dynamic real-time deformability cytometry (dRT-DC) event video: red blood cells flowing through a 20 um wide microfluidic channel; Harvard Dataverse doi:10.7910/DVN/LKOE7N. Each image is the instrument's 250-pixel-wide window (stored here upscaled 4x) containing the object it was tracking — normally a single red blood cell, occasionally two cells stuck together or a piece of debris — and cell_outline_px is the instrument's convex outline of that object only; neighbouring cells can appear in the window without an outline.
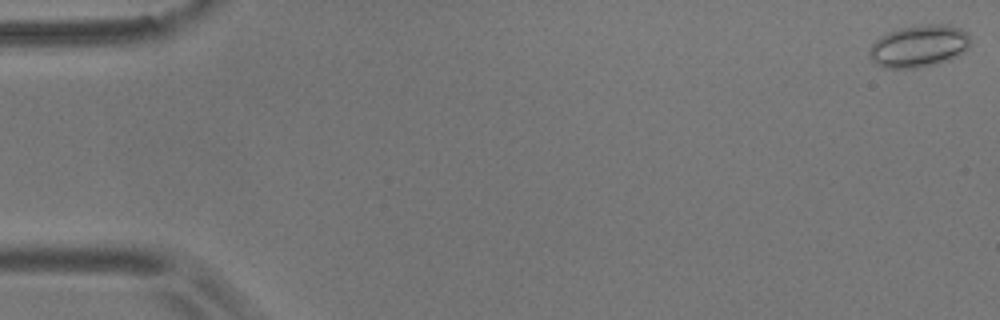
{"species": "common noctule bat (a hibernating species)", "species_latin": "Nyctalus noctula", "temperature_condition": "room temperature", "stored_images_in_passage": 56, "camera_frame_rate_fps": 3000, "um_per_image_px": 0.085, "animal": {"sex": "male", "body_mass_g": 17.9}, "frame": {"image": 1, "passage_image": 1, "time_ms": 0.0, "image_size_px": [1000, 320], "cell_outline_px": [[972, 44], [960, 56], [936, 64], [920, 68], [884, 68], [876, 64], [868, 56], [868, 48], [880, 36], [888, 32], [900, 28], [924, 24], [948, 24], [960, 28], [968, 32], [972, 40]], "centroid_in_image_um": [78.14, 3.92], "position_along_channel_um": 6.9, "area_um2": 25.43}}
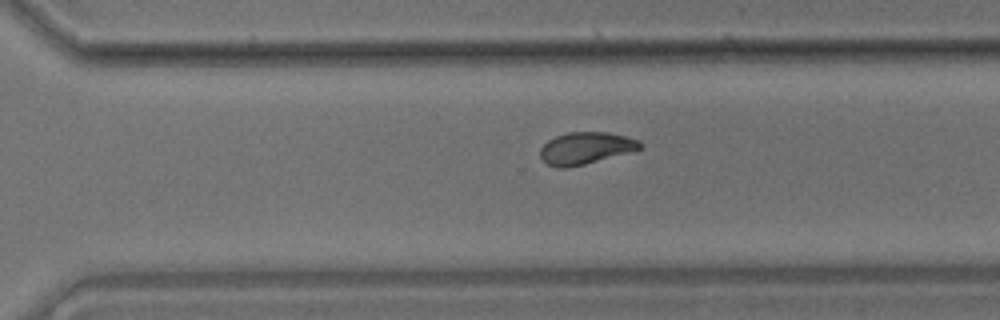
{"frame": {"image": 2, "passage_image": 39, "time_ms": 12.667, "image_size_px": [1000, 320], "cell_outline_px": [[640, 148], [636, 152], [568, 168], [556, 168], [548, 164], [540, 156], [540, 148], [548, 140], [556, 136], [568, 132], [608, 132], [640, 140]], "centroid_in_image_um": [49.81, 12.6], "position_along_channel_um": 320.8, "area_um2": 18.84}}
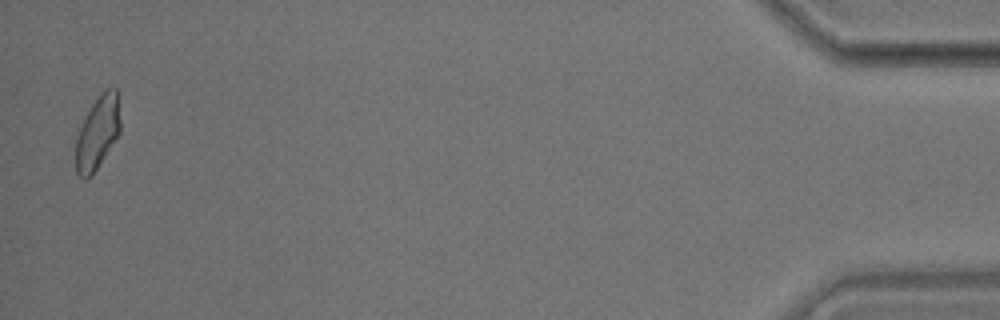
{"frame": {"image": 3, "passage_image": 55, "time_ms": 18.0, "image_size_px": [1000, 320], "cell_outline_px": [[120, 132], [92, 176], [84, 180], [76, 172], [76, 140], [80, 128], [92, 104], [100, 92], [108, 88], [116, 88], [120, 120]], "centroid_in_image_um": [8.29, 11.29], "position_along_channel_um": 426.9, "area_um2": 18.73}, "authors_computed_cell_mechanics": {"area_um2": 19.2474, "velocity_mm_per_s": 3.6344, "shape_relaxation_time_tau1_ms": 5.0248, "shape_relaxation_time_tau2_ms": 1.7334, "deformation_change_tau1": 0.1582, "deformation_change_tau2": 0.0658}}